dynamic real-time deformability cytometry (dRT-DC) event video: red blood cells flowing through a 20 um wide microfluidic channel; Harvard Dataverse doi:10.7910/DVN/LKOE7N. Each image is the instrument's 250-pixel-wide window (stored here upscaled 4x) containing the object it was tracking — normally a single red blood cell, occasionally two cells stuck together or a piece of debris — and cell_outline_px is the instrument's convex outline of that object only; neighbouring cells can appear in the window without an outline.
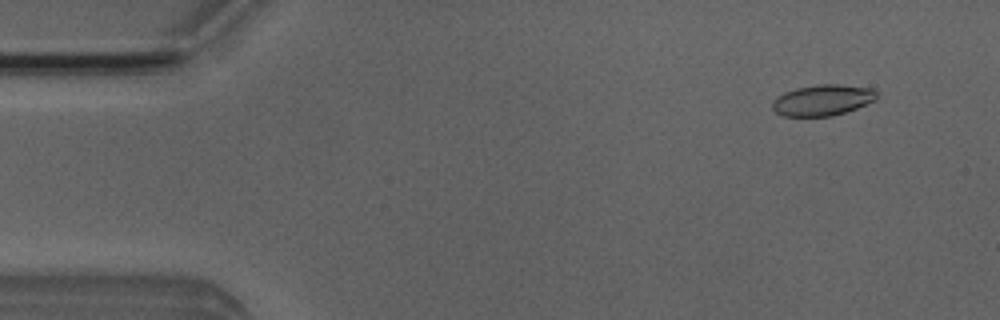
{"species": "Egyptian fruit bat (a non-hibernating species)", "species_latin": "Rousettus aegyptiacus", "temperature_condition": "room temperature", "stored_images_in_passage": 7, "camera_frame_rate_fps": 3000, "um_per_image_px": 0.085, "animal": {"sex": "male"}, "frame": {"image": 1, "passage_image": 1, "time_ms": 0.0, "image_size_px": [1000, 320], "cell_outline_px": [[876, 100], [856, 108], [832, 116], [784, 116], [776, 112], [772, 108], [772, 100], [776, 96], [784, 92], [796, 88], [816, 84], [840, 84], [872, 88], [876, 92]], "centroid_in_image_um": [69.89, 8.5], "position_along_channel_um": 15.1, "area_um2": 18.9}}
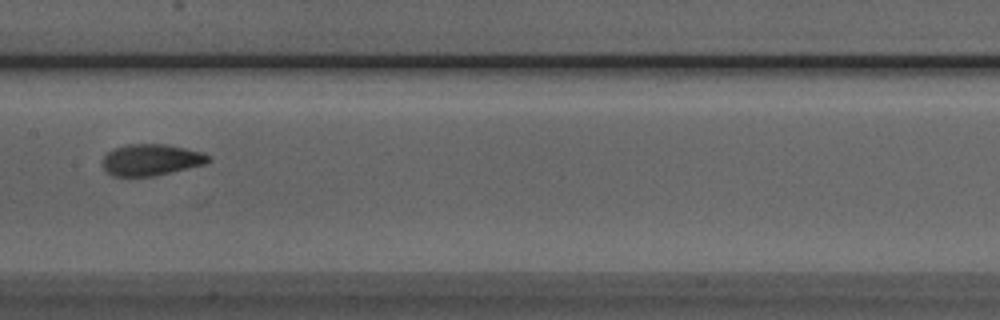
{"frame": {"image": 2, "passage_image": 7, "time_ms": 7.0, "image_size_px": [1000, 320], "cell_outline_px": [[212, 160], [204, 164], [156, 176], [112, 176], [104, 168], [104, 156], [112, 148], [128, 144], [164, 144], [204, 152], [212, 156]], "centroid_in_image_um": [12.88, 13.58], "position_along_channel_um": 194.5, "area_um2": 19.42}}